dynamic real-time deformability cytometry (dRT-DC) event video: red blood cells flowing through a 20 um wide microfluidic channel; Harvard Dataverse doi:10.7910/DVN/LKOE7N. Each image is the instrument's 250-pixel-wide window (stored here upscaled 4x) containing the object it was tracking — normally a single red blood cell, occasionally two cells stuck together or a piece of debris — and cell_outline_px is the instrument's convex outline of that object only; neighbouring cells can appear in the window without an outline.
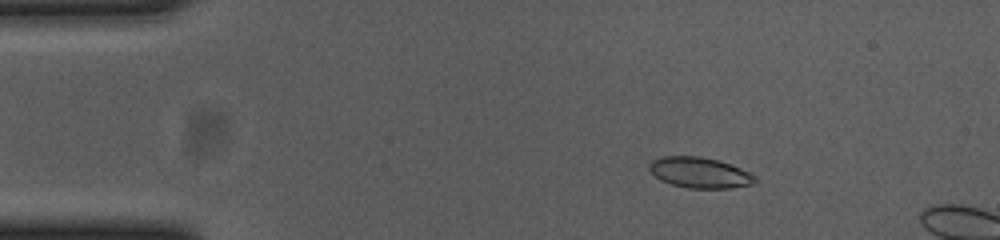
{"species": "common noctule bat (a hibernating species)", "species_latin": "Nyctalus noctula", "temperature_condition": "cold", "stored_images_in_passage": 10, "camera_frame_rate_fps": 3000, "um_per_image_px": 0.085, "animal": {"sex": "female", "body_mass_g": 23.0, "forearm_length_mm": 53.4}, "frame": {"image": 1, "passage_image": 5, "time_ms": 1.333, "image_size_px": [1000, 240], "cell_outline_px": [[756, 180], [752, 184], [732, 188], [688, 188], [672, 184], [660, 180], [648, 168], [648, 164], [652, 160], [660, 156], [700, 156], [716, 160], [740, 168], [756, 176]], "centroid_in_image_um": [59.44, 14.67], "position_along_channel_um": 25.6, "area_um2": 18.79}}